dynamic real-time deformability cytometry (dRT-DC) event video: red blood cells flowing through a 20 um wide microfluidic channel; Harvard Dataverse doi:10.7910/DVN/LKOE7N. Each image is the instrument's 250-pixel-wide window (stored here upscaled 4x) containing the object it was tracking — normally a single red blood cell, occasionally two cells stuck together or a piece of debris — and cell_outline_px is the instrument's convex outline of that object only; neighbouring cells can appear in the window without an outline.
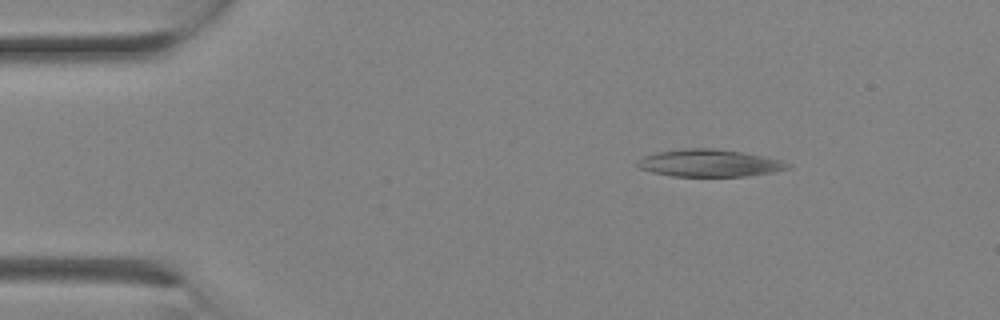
{"species": "Egyptian fruit bat (a non-hibernating species)", "species_latin": "Rousettus aegyptiacus", "temperature_condition": "room temperature", "stored_images_in_passage": 2, "camera_frame_rate_fps": 3000, "um_per_image_px": 0.085, "animal": {"sex": "female"}, "frame": {"image": 1, "passage_image": 1, "time_ms": 0.0, "image_size_px": [1000, 320], "cell_outline_px": [[792, 168], [772, 172], [748, 176], [672, 176], [652, 172], [640, 168], [636, 164], [644, 156], [656, 152], [684, 148], [712, 148], [740, 152], [764, 156], [780, 160], [792, 164]], "centroid_in_image_um": [60.33, 13.86], "position_along_channel_um": 24.7, "area_um2": 23.81}}